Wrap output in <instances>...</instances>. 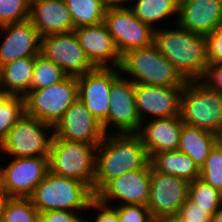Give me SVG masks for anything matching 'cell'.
<instances>
[{"mask_svg":"<svg viewBox=\"0 0 222 222\" xmlns=\"http://www.w3.org/2000/svg\"><path fill=\"white\" fill-rule=\"evenodd\" d=\"M149 163V154L136 133L106 134L97 147L94 195L113 179L142 169Z\"/></svg>","mask_w":222,"mask_h":222,"instance_id":"cell-1","label":"cell"},{"mask_svg":"<svg viewBox=\"0 0 222 222\" xmlns=\"http://www.w3.org/2000/svg\"><path fill=\"white\" fill-rule=\"evenodd\" d=\"M154 44L186 81L204 78L210 64L206 36L176 23L172 28L156 29Z\"/></svg>","mask_w":222,"mask_h":222,"instance_id":"cell-2","label":"cell"},{"mask_svg":"<svg viewBox=\"0 0 222 222\" xmlns=\"http://www.w3.org/2000/svg\"><path fill=\"white\" fill-rule=\"evenodd\" d=\"M119 70L134 84L184 87L187 82L154 43L122 55Z\"/></svg>","mask_w":222,"mask_h":222,"instance_id":"cell-3","label":"cell"},{"mask_svg":"<svg viewBox=\"0 0 222 222\" xmlns=\"http://www.w3.org/2000/svg\"><path fill=\"white\" fill-rule=\"evenodd\" d=\"M95 197L86 183L48 171L29 198L39 213H43L50 210L83 212Z\"/></svg>","mask_w":222,"mask_h":222,"instance_id":"cell-4","label":"cell"},{"mask_svg":"<svg viewBox=\"0 0 222 222\" xmlns=\"http://www.w3.org/2000/svg\"><path fill=\"white\" fill-rule=\"evenodd\" d=\"M180 116L184 124L218 135L222 129V93L202 80L187 81L181 94Z\"/></svg>","mask_w":222,"mask_h":222,"instance_id":"cell-5","label":"cell"},{"mask_svg":"<svg viewBox=\"0 0 222 222\" xmlns=\"http://www.w3.org/2000/svg\"><path fill=\"white\" fill-rule=\"evenodd\" d=\"M98 145L53 137L49 153V171L66 178L80 180L93 191Z\"/></svg>","mask_w":222,"mask_h":222,"instance_id":"cell-6","label":"cell"},{"mask_svg":"<svg viewBox=\"0 0 222 222\" xmlns=\"http://www.w3.org/2000/svg\"><path fill=\"white\" fill-rule=\"evenodd\" d=\"M54 135V126L25 113L1 142L0 157H49Z\"/></svg>","mask_w":222,"mask_h":222,"instance_id":"cell-7","label":"cell"},{"mask_svg":"<svg viewBox=\"0 0 222 222\" xmlns=\"http://www.w3.org/2000/svg\"><path fill=\"white\" fill-rule=\"evenodd\" d=\"M78 99L77 76L68 75L47 88L30 90L25 96V113L55 127Z\"/></svg>","mask_w":222,"mask_h":222,"instance_id":"cell-8","label":"cell"},{"mask_svg":"<svg viewBox=\"0 0 222 222\" xmlns=\"http://www.w3.org/2000/svg\"><path fill=\"white\" fill-rule=\"evenodd\" d=\"M119 68H95L77 76L79 100L103 125L106 134L109 129V101L112 84L121 76Z\"/></svg>","mask_w":222,"mask_h":222,"instance_id":"cell-9","label":"cell"},{"mask_svg":"<svg viewBox=\"0 0 222 222\" xmlns=\"http://www.w3.org/2000/svg\"><path fill=\"white\" fill-rule=\"evenodd\" d=\"M103 22L111 34L120 56L128 51L148 47L154 43L155 30L139 20L131 9L106 11Z\"/></svg>","mask_w":222,"mask_h":222,"instance_id":"cell-10","label":"cell"},{"mask_svg":"<svg viewBox=\"0 0 222 222\" xmlns=\"http://www.w3.org/2000/svg\"><path fill=\"white\" fill-rule=\"evenodd\" d=\"M189 182L156 172L151 166L150 198L147 207L156 222L179 213L188 198Z\"/></svg>","mask_w":222,"mask_h":222,"instance_id":"cell-11","label":"cell"},{"mask_svg":"<svg viewBox=\"0 0 222 222\" xmlns=\"http://www.w3.org/2000/svg\"><path fill=\"white\" fill-rule=\"evenodd\" d=\"M41 54L67 75L80 76L96 68L80 46L74 31L41 38Z\"/></svg>","mask_w":222,"mask_h":222,"instance_id":"cell-12","label":"cell"},{"mask_svg":"<svg viewBox=\"0 0 222 222\" xmlns=\"http://www.w3.org/2000/svg\"><path fill=\"white\" fill-rule=\"evenodd\" d=\"M150 180L151 163L142 169L127 172L113 179L96 195V198L110 206H147L150 198ZM113 201L115 203H111Z\"/></svg>","mask_w":222,"mask_h":222,"instance_id":"cell-13","label":"cell"},{"mask_svg":"<svg viewBox=\"0 0 222 222\" xmlns=\"http://www.w3.org/2000/svg\"><path fill=\"white\" fill-rule=\"evenodd\" d=\"M49 171V157L12 158L4 166L2 188L9 197L29 198Z\"/></svg>","mask_w":222,"mask_h":222,"instance_id":"cell-14","label":"cell"},{"mask_svg":"<svg viewBox=\"0 0 222 222\" xmlns=\"http://www.w3.org/2000/svg\"><path fill=\"white\" fill-rule=\"evenodd\" d=\"M134 83L121 75L111 86L109 128L114 134L137 133L141 126L135 102Z\"/></svg>","mask_w":222,"mask_h":222,"instance_id":"cell-15","label":"cell"},{"mask_svg":"<svg viewBox=\"0 0 222 222\" xmlns=\"http://www.w3.org/2000/svg\"><path fill=\"white\" fill-rule=\"evenodd\" d=\"M183 89L135 84V102L141 121L145 122L149 117L152 120L179 116Z\"/></svg>","mask_w":222,"mask_h":222,"instance_id":"cell-16","label":"cell"},{"mask_svg":"<svg viewBox=\"0 0 222 222\" xmlns=\"http://www.w3.org/2000/svg\"><path fill=\"white\" fill-rule=\"evenodd\" d=\"M54 136L68 141L99 145L105 138L103 125L78 99L66 111L54 127Z\"/></svg>","mask_w":222,"mask_h":222,"instance_id":"cell-17","label":"cell"},{"mask_svg":"<svg viewBox=\"0 0 222 222\" xmlns=\"http://www.w3.org/2000/svg\"><path fill=\"white\" fill-rule=\"evenodd\" d=\"M80 46L96 68H119L121 56L104 22L74 28Z\"/></svg>","mask_w":222,"mask_h":222,"instance_id":"cell-18","label":"cell"},{"mask_svg":"<svg viewBox=\"0 0 222 222\" xmlns=\"http://www.w3.org/2000/svg\"><path fill=\"white\" fill-rule=\"evenodd\" d=\"M0 31L5 36L0 41V67L41 53V36L30 20L1 26Z\"/></svg>","mask_w":222,"mask_h":222,"instance_id":"cell-19","label":"cell"},{"mask_svg":"<svg viewBox=\"0 0 222 222\" xmlns=\"http://www.w3.org/2000/svg\"><path fill=\"white\" fill-rule=\"evenodd\" d=\"M175 23L190 32L207 36L222 26V0H179Z\"/></svg>","mask_w":222,"mask_h":222,"instance_id":"cell-20","label":"cell"},{"mask_svg":"<svg viewBox=\"0 0 222 222\" xmlns=\"http://www.w3.org/2000/svg\"><path fill=\"white\" fill-rule=\"evenodd\" d=\"M147 121H149L147 123ZM142 122L136 133L145 146L149 157L156 153L178 150L183 126L181 116L152 119Z\"/></svg>","mask_w":222,"mask_h":222,"instance_id":"cell-21","label":"cell"},{"mask_svg":"<svg viewBox=\"0 0 222 222\" xmlns=\"http://www.w3.org/2000/svg\"><path fill=\"white\" fill-rule=\"evenodd\" d=\"M29 20L41 38L74 31V24L65 0H31Z\"/></svg>","mask_w":222,"mask_h":222,"instance_id":"cell-22","label":"cell"},{"mask_svg":"<svg viewBox=\"0 0 222 222\" xmlns=\"http://www.w3.org/2000/svg\"><path fill=\"white\" fill-rule=\"evenodd\" d=\"M35 57H25L0 67V89L12 96L25 97L31 90Z\"/></svg>","mask_w":222,"mask_h":222,"instance_id":"cell-23","label":"cell"},{"mask_svg":"<svg viewBox=\"0 0 222 222\" xmlns=\"http://www.w3.org/2000/svg\"><path fill=\"white\" fill-rule=\"evenodd\" d=\"M218 136L212 132L183 124L178 150L186 153L201 168L208 158Z\"/></svg>","mask_w":222,"mask_h":222,"instance_id":"cell-24","label":"cell"},{"mask_svg":"<svg viewBox=\"0 0 222 222\" xmlns=\"http://www.w3.org/2000/svg\"><path fill=\"white\" fill-rule=\"evenodd\" d=\"M156 172L173 175L189 183L200 178V168L184 152L179 150L156 153L150 158Z\"/></svg>","mask_w":222,"mask_h":222,"instance_id":"cell-25","label":"cell"},{"mask_svg":"<svg viewBox=\"0 0 222 222\" xmlns=\"http://www.w3.org/2000/svg\"><path fill=\"white\" fill-rule=\"evenodd\" d=\"M131 6L134 15L154 30L159 27L156 23L176 16L178 18L179 0H135ZM166 18V19H165Z\"/></svg>","mask_w":222,"mask_h":222,"instance_id":"cell-26","label":"cell"},{"mask_svg":"<svg viewBox=\"0 0 222 222\" xmlns=\"http://www.w3.org/2000/svg\"><path fill=\"white\" fill-rule=\"evenodd\" d=\"M74 28L96 25L104 20L101 0H65Z\"/></svg>","mask_w":222,"mask_h":222,"instance_id":"cell-27","label":"cell"},{"mask_svg":"<svg viewBox=\"0 0 222 222\" xmlns=\"http://www.w3.org/2000/svg\"><path fill=\"white\" fill-rule=\"evenodd\" d=\"M188 198L211 217L222 205V192L200 178L189 183Z\"/></svg>","mask_w":222,"mask_h":222,"instance_id":"cell-28","label":"cell"},{"mask_svg":"<svg viewBox=\"0 0 222 222\" xmlns=\"http://www.w3.org/2000/svg\"><path fill=\"white\" fill-rule=\"evenodd\" d=\"M68 75L41 53L35 57L31 90L47 88L64 80Z\"/></svg>","mask_w":222,"mask_h":222,"instance_id":"cell-29","label":"cell"},{"mask_svg":"<svg viewBox=\"0 0 222 222\" xmlns=\"http://www.w3.org/2000/svg\"><path fill=\"white\" fill-rule=\"evenodd\" d=\"M1 222H40V213L30 198L10 197Z\"/></svg>","mask_w":222,"mask_h":222,"instance_id":"cell-30","label":"cell"},{"mask_svg":"<svg viewBox=\"0 0 222 222\" xmlns=\"http://www.w3.org/2000/svg\"><path fill=\"white\" fill-rule=\"evenodd\" d=\"M24 114L25 97L11 96L5 103H0V144Z\"/></svg>","mask_w":222,"mask_h":222,"instance_id":"cell-31","label":"cell"},{"mask_svg":"<svg viewBox=\"0 0 222 222\" xmlns=\"http://www.w3.org/2000/svg\"><path fill=\"white\" fill-rule=\"evenodd\" d=\"M200 179L222 192V144L211 149L205 164L200 168Z\"/></svg>","mask_w":222,"mask_h":222,"instance_id":"cell-32","label":"cell"},{"mask_svg":"<svg viewBox=\"0 0 222 222\" xmlns=\"http://www.w3.org/2000/svg\"><path fill=\"white\" fill-rule=\"evenodd\" d=\"M31 0H0V27L29 20Z\"/></svg>","mask_w":222,"mask_h":222,"instance_id":"cell-33","label":"cell"},{"mask_svg":"<svg viewBox=\"0 0 222 222\" xmlns=\"http://www.w3.org/2000/svg\"><path fill=\"white\" fill-rule=\"evenodd\" d=\"M120 222H156L144 205H113Z\"/></svg>","mask_w":222,"mask_h":222,"instance_id":"cell-34","label":"cell"},{"mask_svg":"<svg viewBox=\"0 0 222 222\" xmlns=\"http://www.w3.org/2000/svg\"><path fill=\"white\" fill-rule=\"evenodd\" d=\"M92 209L93 212L95 211V209L96 211L98 210L96 216H94V219L92 221L91 218L88 221L87 217V219H85V222H120L117 211L112 206L102 203L96 197L91 201L87 210L91 211Z\"/></svg>","mask_w":222,"mask_h":222,"instance_id":"cell-35","label":"cell"},{"mask_svg":"<svg viewBox=\"0 0 222 222\" xmlns=\"http://www.w3.org/2000/svg\"><path fill=\"white\" fill-rule=\"evenodd\" d=\"M80 213L84 212L50 210L40 213V222H85L84 214Z\"/></svg>","mask_w":222,"mask_h":222,"instance_id":"cell-36","label":"cell"},{"mask_svg":"<svg viewBox=\"0 0 222 222\" xmlns=\"http://www.w3.org/2000/svg\"><path fill=\"white\" fill-rule=\"evenodd\" d=\"M209 63L222 61V26L206 36Z\"/></svg>","mask_w":222,"mask_h":222,"instance_id":"cell-37","label":"cell"},{"mask_svg":"<svg viewBox=\"0 0 222 222\" xmlns=\"http://www.w3.org/2000/svg\"><path fill=\"white\" fill-rule=\"evenodd\" d=\"M179 214L183 217L200 222H212V217L204 210L198 207L193 201L189 198L181 206Z\"/></svg>","mask_w":222,"mask_h":222,"instance_id":"cell-38","label":"cell"},{"mask_svg":"<svg viewBox=\"0 0 222 222\" xmlns=\"http://www.w3.org/2000/svg\"><path fill=\"white\" fill-rule=\"evenodd\" d=\"M202 81L211 89L222 93V61L210 63Z\"/></svg>","mask_w":222,"mask_h":222,"instance_id":"cell-39","label":"cell"},{"mask_svg":"<svg viewBox=\"0 0 222 222\" xmlns=\"http://www.w3.org/2000/svg\"><path fill=\"white\" fill-rule=\"evenodd\" d=\"M101 3L104 10L109 11L119 9H130L131 6H128L126 4H133V0H101Z\"/></svg>","mask_w":222,"mask_h":222,"instance_id":"cell-40","label":"cell"},{"mask_svg":"<svg viewBox=\"0 0 222 222\" xmlns=\"http://www.w3.org/2000/svg\"><path fill=\"white\" fill-rule=\"evenodd\" d=\"M160 222H200V221L189 220L180 215L179 213H177L175 215L163 218Z\"/></svg>","mask_w":222,"mask_h":222,"instance_id":"cell-41","label":"cell"},{"mask_svg":"<svg viewBox=\"0 0 222 222\" xmlns=\"http://www.w3.org/2000/svg\"><path fill=\"white\" fill-rule=\"evenodd\" d=\"M9 198L10 197L8 196L6 191L2 187H0V222L2 221L4 207H5L6 202Z\"/></svg>","mask_w":222,"mask_h":222,"instance_id":"cell-42","label":"cell"},{"mask_svg":"<svg viewBox=\"0 0 222 222\" xmlns=\"http://www.w3.org/2000/svg\"><path fill=\"white\" fill-rule=\"evenodd\" d=\"M212 222H222V205L212 217Z\"/></svg>","mask_w":222,"mask_h":222,"instance_id":"cell-43","label":"cell"},{"mask_svg":"<svg viewBox=\"0 0 222 222\" xmlns=\"http://www.w3.org/2000/svg\"><path fill=\"white\" fill-rule=\"evenodd\" d=\"M12 95L0 89V103H5Z\"/></svg>","mask_w":222,"mask_h":222,"instance_id":"cell-44","label":"cell"},{"mask_svg":"<svg viewBox=\"0 0 222 222\" xmlns=\"http://www.w3.org/2000/svg\"><path fill=\"white\" fill-rule=\"evenodd\" d=\"M3 177H4V166L0 165V187L3 185Z\"/></svg>","mask_w":222,"mask_h":222,"instance_id":"cell-45","label":"cell"},{"mask_svg":"<svg viewBox=\"0 0 222 222\" xmlns=\"http://www.w3.org/2000/svg\"><path fill=\"white\" fill-rule=\"evenodd\" d=\"M217 136H218V142L220 144H222V129L220 130V132H219V134Z\"/></svg>","mask_w":222,"mask_h":222,"instance_id":"cell-46","label":"cell"}]
</instances>
